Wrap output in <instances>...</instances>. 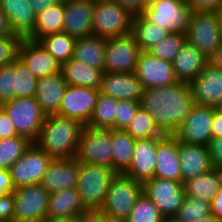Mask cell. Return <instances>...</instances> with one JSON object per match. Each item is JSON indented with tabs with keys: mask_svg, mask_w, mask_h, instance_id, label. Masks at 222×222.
Instances as JSON below:
<instances>
[{
	"mask_svg": "<svg viewBox=\"0 0 222 222\" xmlns=\"http://www.w3.org/2000/svg\"><path fill=\"white\" fill-rule=\"evenodd\" d=\"M139 103L164 135H174L195 104L190 85L183 82L143 89Z\"/></svg>",
	"mask_w": 222,
	"mask_h": 222,
	"instance_id": "6da1fadb",
	"label": "cell"
},
{
	"mask_svg": "<svg viewBox=\"0 0 222 222\" xmlns=\"http://www.w3.org/2000/svg\"><path fill=\"white\" fill-rule=\"evenodd\" d=\"M84 127L77 120L47 115L34 143L54 159L73 158Z\"/></svg>",
	"mask_w": 222,
	"mask_h": 222,
	"instance_id": "7a4b0ae2",
	"label": "cell"
},
{
	"mask_svg": "<svg viewBox=\"0 0 222 222\" xmlns=\"http://www.w3.org/2000/svg\"><path fill=\"white\" fill-rule=\"evenodd\" d=\"M116 174L106 166L79 163L76 189L86 209L100 210L103 207L110 183Z\"/></svg>",
	"mask_w": 222,
	"mask_h": 222,
	"instance_id": "3957f363",
	"label": "cell"
},
{
	"mask_svg": "<svg viewBox=\"0 0 222 222\" xmlns=\"http://www.w3.org/2000/svg\"><path fill=\"white\" fill-rule=\"evenodd\" d=\"M1 108L14 124L17 134L34 143L47 116L35 96L15 98L1 104Z\"/></svg>",
	"mask_w": 222,
	"mask_h": 222,
	"instance_id": "277c9868",
	"label": "cell"
},
{
	"mask_svg": "<svg viewBox=\"0 0 222 222\" xmlns=\"http://www.w3.org/2000/svg\"><path fill=\"white\" fill-rule=\"evenodd\" d=\"M143 193V183L125 175L117 173L110 183L103 213L126 220L136 200Z\"/></svg>",
	"mask_w": 222,
	"mask_h": 222,
	"instance_id": "5b68a950",
	"label": "cell"
},
{
	"mask_svg": "<svg viewBox=\"0 0 222 222\" xmlns=\"http://www.w3.org/2000/svg\"><path fill=\"white\" fill-rule=\"evenodd\" d=\"M186 40L209 59L222 43V31L217 13L194 11L186 32Z\"/></svg>",
	"mask_w": 222,
	"mask_h": 222,
	"instance_id": "8992f818",
	"label": "cell"
},
{
	"mask_svg": "<svg viewBox=\"0 0 222 222\" xmlns=\"http://www.w3.org/2000/svg\"><path fill=\"white\" fill-rule=\"evenodd\" d=\"M133 17L116 1L94 4L93 35L110 38L132 33Z\"/></svg>",
	"mask_w": 222,
	"mask_h": 222,
	"instance_id": "52a82bcc",
	"label": "cell"
},
{
	"mask_svg": "<svg viewBox=\"0 0 222 222\" xmlns=\"http://www.w3.org/2000/svg\"><path fill=\"white\" fill-rule=\"evenodd\" d=\"M112 157L111 129L85 126L74 158L79 163L112 168Z\"/></svg>",
	"mask_w": 222,
	"mask_h": 222,
	"instance_id": "ba28073f",
	"label": "cell"
},
{
	"mask_svg": "<svg viewBox=\"0 0 222 222\" xmlns=\"http://www.w3.org/2000/svg\"><path fill=\"white\" fill-rule=\"evenodd\" d=\"M14 222H45L50 192L40 183L15 188Z\"/></svg>",
	"mask_w": 222,
	"mask_h": 222,
	"instance_id": "9c48e42d",
	"label": "cell"
},
{
	"mask_svg": "<svg viewBox=\"0 0 222 222\" xmlns=\"http://www.w3.org/2000/svg\"><path fill=\"white\" fill-rule=\"evenodd\" d=\"M193 9L177 0H160L143 9L141 15L170 33L186 34Z\"/></svg>",
	"mask_w": 222,
	"mask_h": 222,
	"instance_id": "30bf717a",
	"label": "cell"
},
{
	"mask_svg": "<svg viewBox=\"0 0 222 222\" xmlns=\"http://www.w3.org/2000/svg\"><path fill=\"white\" fill-rule=\"evenodd\" d=\"M53 159L32 143L9 169L13 187L40 184Z\"/></svg>",
	"mask_w": 222,
	"mask_h": 222,
	"instance_id": "8fae6325",
	"label": "cell"
},
{
	"mask_svg": "<svg viewBox=\"0 0 222 222\" xmlns=\"http://www.w3.org/2000/svg\"><path fill=\"white\" fill-rule=\"evenodd\" d=\"M141 50L132 33L107 38L104 72L133 73Z\"/></svg>",
	"mask_w": 222,
	"mask_h": 222,
	"instance_id": "7c38bea8",
	"label": "cell"
},
{
	"mask_svg": "<svg viewBox=\"0 0 222 222\" xmlns=\"http://www.w3.org/2000/svg\"><path fill=\"white\" fill-rule=\"evenodd\" d=\"M143 193L154 203L166 219H172L182 206L185 190L182 182L156 178L143 183Z\"/></svg>",
	"mask_w": 222,
	"mask_h": 222,
	"instance_id": "4fadbf2b",
	"label": "cell"
},
{
	"mask_svg": "<svg viewBox=\"0 0 222 222\" xmlns=\"http://www.w3.org/2000/svg\"><path fill=\"white\" fill-rule=\"evenodd\" d=\"M214 108L196 105L173 135L178 142L208 147L212 136Z\"/></svg>",
	"mask_w": 222,
	"mask_h": 222,
	"instance_id": "5bb4252c",
	"label": "cell"
},
{
	"mask_svg": "<svg viewBox=\"0 0 222 222\" xmlns=\"http://www.w3.org/2000/svg\"><path fill=\"white\" fill-rule=\"evenodd\" d=\"M99 89L67 85L65 94L56 114L80 121L87 126L96 105Z\"/></svg>",
	"mask_w": 222,
	"mask_h": 222,
	"instance_id": "9a60e30c",
	"label": "cell"
},
{
	"mask_svg": "<svg viewBox=\"0 0 222 222\" xmlns=\"http://www.w3.org/2000/svg\"><path fill=\"white\" fill-rule=\"evenodd\" d=\"M134 73L143 89L172 85L178 82L172 63L154 57L147 51H141Z\"/></svg>",
	"mask_w": 222,
	"mask_h": 222,
	"instance_id": "2e32d148",
	"label": "cell"
},
{
	"mask_svg": "<svg viewBox=\"0 0 222 222\" xmlns=\"http://www.w3.org/2000/svg\"><path fill=\"white\" fill-rule=\"evenodd\" d=\"M18 58L37 79L61 72L62 65L39 41L22 38L18 47Z\"/></svg>",
	"mask_w": 222,
	"mask_h": 222,
	"instance_id": "e0dca14e",
	"label": "cell"
},
{
	"mask_svg": "<svg viewBox=\"0 0 222 222\" xmlns=\"http://www.w3.org/2000/svg\"><path fill=\"white\" fill-rule=\"evenodd\" d=\"M196 105L217 108L222 104V70L208 63L190 84Z\"/></svg>",
	"mask_w": 222,
	"mask_h": 222,
	"instance_id": "ac0fdd59",
	"label": "cell"
},
{
	"mask_svg": "<svg viewBox=\"0 0 222 222\" xmlns=\"http://www.w3.org/2000/svg\"><path fill=\"white\" fill-rule=\"evenodd\" d=\"M93 9L90 0H64L63 32L76 39L93 35Z\"/></svg>",
	"mask_w": 222,
	"mask_h": 222,
	"instance_id": "d6986e66",
	"label": "cell"
},
{
	"mask_svg": "<svg viewBox=\"0 0 222 222\" xmlns=\"http://www.w3.org/2000/svg\"><path fill=\"white\" fill-rule=\"evenodd\" d=\"M143 87L133 73L103 72L99 92L117 100L140 101Z\"/></svg>",
	"mask_w": 222,
	"mask_h": 222,
	"instance_id": "ffe728a7",
	"label": "cell"
},
{
	"mask_svg": "<svg viewBox=\"0 0 222 222\" xmlns=\"http://www.w3.org/2000/svg\"><path fill=\"white\" fill-rule=\"evenodd\" d=\"M79 162L73 158H55L50 163L41 184L51 193L75 188L78 182Z\"/></svg>",
	"mask_w": 222,
	"mask_h": 222,
	"instance_id": "44dd1931",
	"label": "cell"
},
{
	"mask_svg": "<svg viewBox=\"0 0 222 222\" xmlns=\"http://www.w3.org/2000/svg\"><path fill=\"white\" fill-rule=\"evenodd\" d=\"M179 142L173 135L158 138L154 177L181 182Z\"/></svg>",
	"mask_w": 222,
	"mask_h": 222,
	"instance_id": "7402d4cb",
	"label": "cell"
},
{
	"mask_svg": "<svg viewBox=\"0 0 222 222\" xmlns=\"http://www.w3.org/2000/svg\"><path fill=\"white\" fill-rule=\"evenodd\" d=\"M158 138L137 139L131 165L124 173L144 183L154 177Z\"/></svg>",
	"mask_w": 222,
	"mask_h": 222,
	"instance_id": "603a6c76",
	"label": "cell"
},
{
	"mask_svg": "<svg viewBox=\"0 0 222 222\" xmlns=\"http://www.w3.org/2000/svg\"><path fill=\"white\" fill-rule=\"evenodd\" d=\"M181 182L201 175L213 168L209 147L179 142Z\"/></svg>",
	"mask_w": 222,
	"mask_h": 222,
	"instance_id": "cb8c5ba5",
	"label": "cell"
},
{
	"mask_svg": "<svg viewBox=\"0 0 222 222\" xmlns=\"http://www.w3.org/2000/svg\"><path fill=\"white\" fill-rule=\"evenodd\" d=\"M208 63L209 59L195 46L186 41L174 58L172 67L178 82L190 85Z\"/></svg>",
	"mask_w": 222,
	"mask_h": 222,
	"instance_id": "d4e9b609",
	"label": "cell"
},
{
	"mask_svg": "<svg viewBox=\"0 0 222 222\" xmlns=\"http://www.w3.org/2000/svg\"><path fill=\"white\" fill-rule=\"evenodd\" d=\"M66 87L61 72L37 80L35 98L46 115H56L59 112Z\"/></svg>",
	"mask_w": 222,
	"mask_h": 222,
	"instance_id": "484cf974",
	"label": "cell"
},
{
	"mask_svg": "<svg viewBox=\"0 0 222 222\" xmlns=\"http://www.w3.org/2000/svg\"><path fill=\"white\" fill-rule=\"evenodd\" d=\"M0 9L7 15L12 31L27 38L36 24V14L29 0H0Z\"/></svg>",
	"mask_w": 222,
	"mask_h": 222,
	"instance_id": "4316f807",
	"label": "cell"
},
{
	"mask_svg": "<svg viewBox=\"0 0 222 222\" xmlns=\"http://www.w3.org/2000/svg\"><path fill=\"white\" fill-rule=\"evenodd\" d=\"M75 188H67L49 196L47 220L75 218L86 211Z\"/></svg>",
	"mask_w": 222,
	"mask_h": 222,
	"instance_id": "83f0119b",
	"label": "cell"
},
{
	"mask_svg": "<svg viewBox=\"0 0 222 222\" xmlns=\"http://www.w3.org/2000/svg\"><path fill=\"white\" fill-rule=\"evenodd\" d=\"M107 38L97 35L77 38L73 58L104 72V61Z\"/></svg>",
	"mask_w": 222,
	"mask_h": 222,
	"instance_id": "f1b7e54d",
	"label": "cell"
},
{
	"mask_svg": "<svg viewBox=\"0 0 222 222\" xmlns=\"http://www.w3.org/2000/svg\"><path fill=\"white\" fill-rule=\"evenodd\" d=\"M61 73L67 85L100 88L103 71L90 67L73 57L62 64Z\"/></svg>",
	"mask_w": 222,
	"mask_h": 222,
	"instance_id": "f546056e",
	"label": "cell"
},
{
	"mask_svg": "<svg viewBox=\"0 0 222 222\" xmlns=\"http://www.w3.org/2000/svg\"><path fill=\"white\" fill-rule=\"evenodd\" d=\"M136 139L125 130L111 129L112 169L125 173L131 165Z\"/></svg>",
	"mask_w": 222,
	"mask_h": 222,
	"instance_id": "4dcf8cb0",
	"label": "cell"
},
{
	"mask_svg": "<svg viewBox=\"0 0 222 222\" xmlns=\"http://www.w3.org/2000/svg\"><path fill=\"white\" fill-rule=\"evenodd\" d=\"M64 0L49 6L36 15V24L28 39L38 41L43 36L63 31Z\"/></svg>",
	"mask_w": 222,
	"mask_h": 222,
	"instance_id": "1f68e13d",
	"label": "cell"
},
{
	"mask_svg": "<svg viewBox=\"0 0 222 222\" xmlns=\"http://www.w3.org/2000/svg\"><path fill=\"white\" fill-rule=\"evenodd\" d=\"M183 185L185 195L201 198L211 203L221 186V181L217 169L213 167L209 171L187 180Z\"/></svg>",
	"mask_w": 222,
	"mask_h": 222,
	"instance_id": "d6a6232c",
	"label": "cell"
},
{
	"mask_svg": "<svg viewBox=\"0 0 222 222\" xmlns=\"http://www.w3.org/2000/svg\"><path fill=\"white\" fill-rule=\"evenodd\" d=\"M132 34L141 51L149 50L154 44L166 38L170 32L155 23L147 21L141 14L134 16Z\"/></svg>",
	"mask_w": 222,
	"mask_h": 222,
	"instance_id": "836d02e7",
	"label": "cell"
},
{
	"mask_svg": "<svg viewBox=\"0 0 222 222\" xmlns=\"http://www.w3.org/2000/svg\"><path fill=\"white\" fill-rule=\"evenodd\" d=\"M38 41L61 65L73 57L76 38L63 31L43 36Z\"/></svg>",
	"mask_w": 222,
	"mask_h": 222,
	"instance_id": "e575fe53",
	"label": "cell"
},
{
	"mask_svg": "<svg viewBox=\"0 0 222 222\" xmlns=\"http://www.w3.org/2000/svg\"><path fill=\"white\" fill-rule=\"evenodd\" d=\"M118 100L99 92L96 105L87 126L96 129H113Z\"/></svg>",
	"mask_w": 222,
	"mask_h": 222,
	"instance_id": "d590c367",
	"label": "cell"
},
{
	"mask_svg": "<svg viewBox=\"0 0 222 222\" xmlns=\"http://www.w3.org/2000/svg\"><path fill=\"white\" fill-rule=\"evenodd\" d=\"M125 131L136 140L165 136L156 125L153 117L141 107H139Z\"/></svg>",
	"mask_w": 222,
	"mask_h": 222,
	"instance_id": "8d00e7d4",
	"label": "cell"
},
{
	"mask_svg": "<svg viewBox=\"0 0 222 222\" xmlns=\"http://www.w3.org/2000/svg\"><path fill=\"white\" fill-rule=\"evenodd\" d=\"M32 143L22 136L0 139V169L9 170Z\"/></svg>",
	"mask_w": 222,
	"mask_h": 222,
	"instance_id": "74e56055",
	"label": "cell"
},
{
	"mask_svg": "<svg viewBox=\"0 0 222 222\" xmlns=\"http://www.w3.org/2000/svg\"><path fill=\"white\" fill-rule=\"evenodd\" d=\"M211 216L210 202L201 198L185 195L182 206L172 220L174 222H191Z\"/></svg>",
	"mask_w": 222,
	"mask_h": 222,
	"instance_id": "f35d334b",
	"label": "cell"
},
{
	"mask_svg": "<svg viewBox=\"0 0 222 222\" xmlns=\"http://www.w3.org/2000/svg\"><path fill=\"white\" fill-rule=\"evenodd\" d=\"M186 41V34L172 32L166 38L154 44L147 52L154 57L172 63Z\"/></svg>",
	"mask_w": 222,
	"mask_h": 222,
	"instance_id": "ab89813d",
	"label": "cell"
},
{
	"mask_svg": "<svg viewBox=\"0 0 222 222\" xmlns=\"http://www.w3.org/2000/svg\"><path fill=\"white\" fill-rule=\"evenodd\" d=\"M15 73V98L35 96L37 78L31 70L25 66L19 58L14 61Z\"/></svg>",
	"mask_w": 222,
	"mask_h": 222,
	"instance_id": "60d3db41",
	"label": "cell"
},
{
	"mask_svg": "<svg viewBox=\"0 0 222 222\" xmlns=\"http://www.w3.org/2000/svg\"><path fill=\"white\" fill-rule=\"evenodd\" d=\"M166 218L154 203L142 193L126 219V222H165Z\"/></svg>",
	"mask_w": 222,
	"mask_h": 222,
	"instance_id": "b9f144b4",
	"label": "cell"
},
{
	"mask_svg": "<svg viewBox=\"0 0 222 222\" xmlns=\"http://www.w3.org/2000/svg\"><path fill=\"white\" fill-rule=\"evenodd\" d=\"M15 99L14 61L0 67V105Z\"/></svg>",
	"mask_w": 222,
	"mask_h": 222,
	"instance_id": "7bdbcfd3",
	"label": "cell"
},
{
	"mask_svg": "<svg viewBox=\"0 0 222 222\" xmlns=\"http://www.w3.org/2000/svg\"><path fill=\"white\" fill-rule=\"evenodd\" d=\"M139 107V101L118 100L114 130H126Z\"/></svg>",
	"mask_w": 222,
	"mask_h": 222,
	"instance_id": "ee69618b",
	"label": "cell"
},
{
	"mask_svg": "<svg viewBox=\"0 0 222 222\" xmlns=\"http://www.w3.org/2000/svg\"><path fill=\"white\" fill-rule=\"evenodd\" d=\"M19 36L0 37V67L11 64L18 58Z\"/></svg>",
	"mask_w": 222,
	"mask_h": 222,
	"instance_id": "f6af8a7d",
	"label": "cell"
},
{
	"mask_svg": "<svg viewBox=\"0 0 222 222\" xmlns=\"http://www.w3.org/2000/svg\"><path fill=\"white\" fill-rule=\"evenodd\" d=\"M14 194L9 193L0 197V222H14Z\"/></svg>",
	"mask_w": 222,
	"mask_h": 222,
	"instance_id": "bcb514c9",
	"label": "cell"
},
{
	"mask_svg": "<svg viewBox=\"0 0 222 222\" xmlns=\"http://www.w3.org/2000/svg\"><path fill=\"white\" fill-rule=\"evenodd\" d=\"M19 136L14 124L6 112L0 107V139Z\"/></svg>",
	"mask_w": 222,
	"mask_h": 222,
	"instance_id": "7dc6e473",
	"label": "cell"
},
{
	"mask_svg": "<svg viewBox=\"0 0 222 222\" xmlns=\"http://www.w3.org/2000/svg\"><path fill=\"white\" fill-rule=\"evenodd\" d=\"M210 157L213 167L222 166V136L212 138L209 144Z\"/></svg>",
	"mask_w": 222,
	"mask_h": 222,
	"instance_id": "c3c4849f",
	"label": "cell"
},
{
	"mask_svg": "<svg viewBox=\"0 0 222 222\" xmlns=\"http://www.w3.org/2000/svg\"><path fill=\"white\" fill-rule=\"evenodd\" d=\"M222 5V0H191L189 6L193 11L216 12Z\"/></svg>",
	"mask_w": 222,
	"mask_h": 222,
	"instance_id": "681fc988",
	"label": "cell"
},
{
	"mask_svg": "<svg viewBox=\"0 0 222 222\" xmlns=\"http://www.w3.org/2000/svg\"><path fill=\"white\" fill-rule=\"evenodd\" d=\"M14 189L9 170L0 169V197L12 193Z\"/></svg>",
	"mask_w": 222,
	"mask_h": 222,
	"instance_id": "f907efd6",
	"label": "cell"
},
{
	"mask_svg": "<svg viewBox=\"0 0 222 222\" xmlns=\"http://www.w3.org/2000/svg\"><path fill=\"white\" fill-rule=\"evenodd\" d=\"M121 7L125 8L133 16L140 15L143 11L142 0H115Z\"/></svg>",
	"mask_w": 222,
	"mask_h": 222,
	"instance_id": "816d5d0a",
	"label": "cell"
},
{
	"mask_svg": "<svg viewBox=\"0 0 222 222\" xmlns=\"http://www.w3.org/2000/svg\"><path fill=\"white\" fill-rule=\"evenodd\" d=\"M211 215L222 220V185L210 203Z\"/></svg>",
	"mask_w": 222,
	"mask_h": 222,
	"instance_id": "f5cc1de1",
	"label": "cell"
},
{
	"mask_svg": "<svg viewBox=\"0 0 222 222\" xmlns=\"http://www.w3.org/2000/svg\"><path fill=\"white\" fill-rule=\"evenodd\" d=\"M75 218L76 222H101V210L87 209Z\"/></svg>",
	"mask_w": 222,
	"mask_h": 222,
	"instance_id": "db71d44e",
	"label": "cell"
},
{
	"mask_svg": "<svg viewBox=\"0 0 222 222\" xmlns=\"http://www.w3.org/2000/svg\"><path fill=\"white\" fill-rule=\"evenodd\" d=\"M17 36L13 33L7 15L0 9V37Z\"/></svg>",
	"mask_w": 222,
	"mask_h": 222,
	"instance_id": "11a10c76",
	"label": "cell"
},
{
	"mask_svg": "<svg viewBox=\"0 0 222 222\" xmlns=\"http://www.w3.org/2000/svg\"><path fill=\"white\" fill-rule=\"evenodd\" d=\"M31 7L37 15L43 10H46L49 6L59 3L62 0H29Z\"/></svg>",
	"mask_w": 222,
	"mask_h": 222,
	"instance_id": "9f6ffc18",
	"label": "cell"
},
{
	"mask_svg": "<svg viewBox=\"0 0 222 222\" xmlns=\"http://www.w3.org/2000/svg\"><path fill=\"white\" fill-rule=\"evenodd\" d=\"M212 136L213 138L222 136V114L214 108V117L212 123Z\"/></svg>",
	"mask_w": 222,
	"mask_h": 222,
	"instance_id": "6f0895ef",
	"label": "cell"
},
{
	"mask_svg": "<svg viewBox=\"0 0 222 222\" xmlns=\"http://www.w3.org/2000/svg\"><path fill=\"white\" fill-rule=\"evenodd\" d=\"M209 63L222 70V43L214 51V53L209 57Z\"/></svg>",
	"mask_w": 222,
	"mask_h": 222,
	"instance_id": "680465c9",
	"label": "cell"
},
{
	"mask_svg": "<svg viewBox=\"0 0 222 222\" xmlns=\"http://www.w3.org/2000/svg\"><path fill=\"white\" fill-rule=\"evenodd\" d=\"M101 222H126V220L109 216L101 211Z\"/></svg>",
	"mask_w": 222,
	"mask_h": 222,
	"instance_id": "91938a15",
	"label": "cell"
},
{
	"mask_svg": "<svg viewBox=\"0 0 222 222\" xmlns=\"http://www.w3.org/2000/svg\"><path fill=\"white\" fill-rule=\"evenodd\" d=\"M191 222H222V220L213 217L212 215L203 219H197Z\"/></svg>",
	"mask_w": 222,
	"mask_h": 222,
	"instance_id": "94428289",
	"label": "cell"
},
{
	"mask_svg": "<svg viewBox=\"0 0 222 222\" xmlns=\"http://www.w3.org/2000/svg\"><path fill=\"white\" fill-rule=\"evenodd\" d=\"M45 222H76V218L46 220Z\"/></svg>",
	"mask_w": 222,
	"mask_h": 222,
	"instance_id": "6125c7cd",
	"label": "cell"
},
{
	"mask_svg": "<svg viewBox=\"0 0 222 222\" xmlns=\"http://www.w3.org/2000/svg\"><path fill=\"white\" fill-rule=\"evenodd\" d=\"M158 1H160V0H142V2H143V9L146 8V7L151 6L154 3H157Z\"/></svg>",
	"mask_w": 222,
	"mask_h": 222,
	"instance_id": "be15d7a7",
	"label": "cell"
},
{
	"mask_svg": "<svg viewBox=\"0 0 222 222\" xmlns=\"http://www.w3.org/2000/svg\"><path fill=\"white\" fill-rule=\"evenodd\" d=\"M218 19H219V25L222 31V5L219 7V9L216 11Z\"/></svg>",
	"mask_w": 222,
	"mask_h": 222,
	"instance_id": "e7e4bbea",
	"label": "cell"
},
{
	"mask_svg": "<svg viewBox=\"0 0 222 222\" xmlns=\"http://www.w3.org/2000/svg\"><path fill=\"white\" fill-rule=\"evenodd\" d=\"M93 4H100V3H106V2H111L115 0H90Z\"/></svg>",
	"mask_w": 222,
	"mask_h": 222,
	"instance_id": "03108f58",
	"label": "cell"
},
{
	"mask_svg": "<svg viewBox=\"0 0 222 222\" xmlns=\"http://www.w3.org/2000/svg\"><path fill=\"white\" fill-rule=\"evenodd\" d=\"M219 173L220 176V181H221V185H222V166L221 167H215Z\"/></svg>",
	"mask_w": 222,
	"mask_h": 222,
	"instance_id": "003e7915",
	"label": "cell"
},
{
	"mask_svg": "<svg viewBox=\"0 0 222 222\" xmlns=\"http://www.w3.org/2000/svg\"><path fill=\"white\" fill-rule=\"evenodd\" d=\"M177 1H179V2H181L183 4H186V5H189L190 2H191V0H177Z\"/></svg>",
	"mask_w": 222,
	"mask_h": 222,
	"instance_id": "a7ac6f4b",
	"label": "cell"
},
{
	"mask_svg": "<svg viewBox=\"0 0 222 222\" xmlns=\"http://www.w3.org/2000/svg\"><path fill=\"white\" fill-rule=\"evenodd\" d=\"M216 109L218 112H220L222 114V104H220Z\"/></svg>",
	"mask_w": 222,
	"mask_h": 222,
	"instance_id": "89a4df30",
	"label": "cell"
},
{
	"mask_svg": "<svg viewBox=\"0 0 222 222\" xmlns=\"http://www.w3.org/2000/svg\"><path fill=\"white\" fill-rule=\"evenodd\" d=\"M165 222H174L172 219H166Z\"/></svg>",
	"mask_w": 222,
	"mask_h": 222,
	"instance_id": "2644e50d",
	"label": "cell"
}]
</instances>
